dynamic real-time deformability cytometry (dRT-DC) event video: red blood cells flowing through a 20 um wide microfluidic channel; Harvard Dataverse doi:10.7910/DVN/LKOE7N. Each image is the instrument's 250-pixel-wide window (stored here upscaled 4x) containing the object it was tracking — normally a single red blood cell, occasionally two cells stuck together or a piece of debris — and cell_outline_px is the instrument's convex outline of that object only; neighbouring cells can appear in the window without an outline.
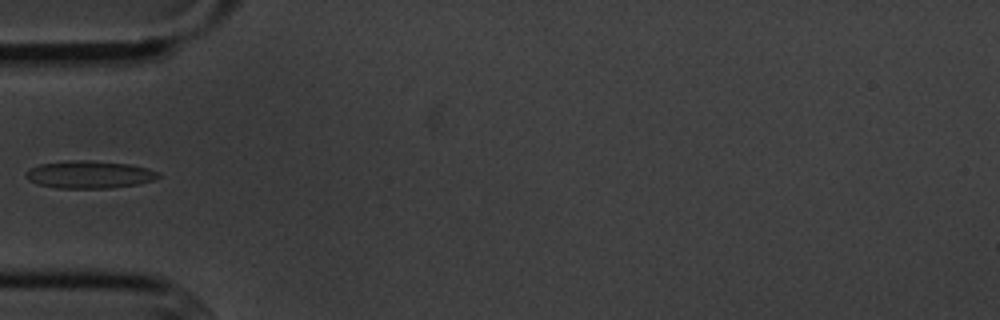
{"species": "common noctule bat (a hibernating species)", "species_latin": "Nyctalus noctula", "temperature_condition": "cold", "stored_images_in_passage": 6, "camera_frame_rate_fps": 3000, "um_per_image_px": 0.085, "animal": {"sex": "male", "body_mass_g": 20.1, "forearm_length_mm": 53.5}, "frame": {"image": 1, "passage_image": 5, "time_ms": 4.667, "image_size_px": [1000, 320], "cell_outline_px": [[160, 176], [152, 180], [136, 184], [108, 188], [56, 188], [36, 184], [28, 180], [24, 176], [24, 172], [40, 164], [72, 160], [92, 160], [128, 164], [148, 168], [160, 172]], "centroid_in_image_um": [7.56, 14.83], "position_along_channel_um": 77.4, "area_um2": 21.27}}
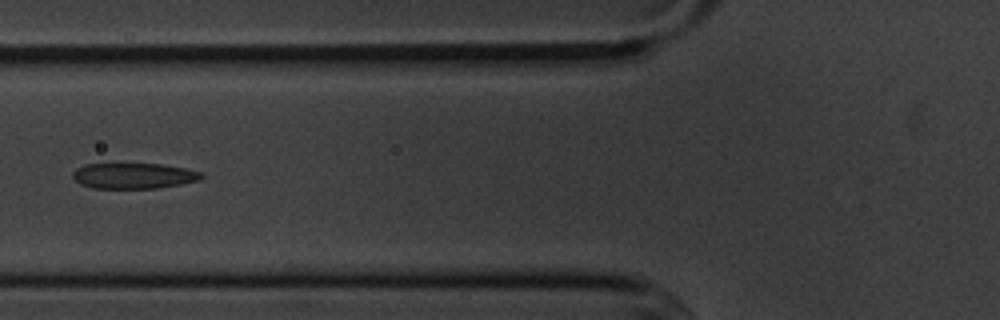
{"frame": {"image": 2, "passage_image": 6, "time_ms": 5.667, "image_size_px": [1000, 320], "cell_outline_px": [[204, 176], [200, 180], [180, 184], [156, 188], [92, 188], [80, 184], [72, 176], [72, 172], [76, 168], [84, 164], [164, 164], [184, 168], [200, 172]], "centroid_in_image_um": [11.34, 14.94], "position_along_channel_um": 114.5, "area_um2": 19.19}}